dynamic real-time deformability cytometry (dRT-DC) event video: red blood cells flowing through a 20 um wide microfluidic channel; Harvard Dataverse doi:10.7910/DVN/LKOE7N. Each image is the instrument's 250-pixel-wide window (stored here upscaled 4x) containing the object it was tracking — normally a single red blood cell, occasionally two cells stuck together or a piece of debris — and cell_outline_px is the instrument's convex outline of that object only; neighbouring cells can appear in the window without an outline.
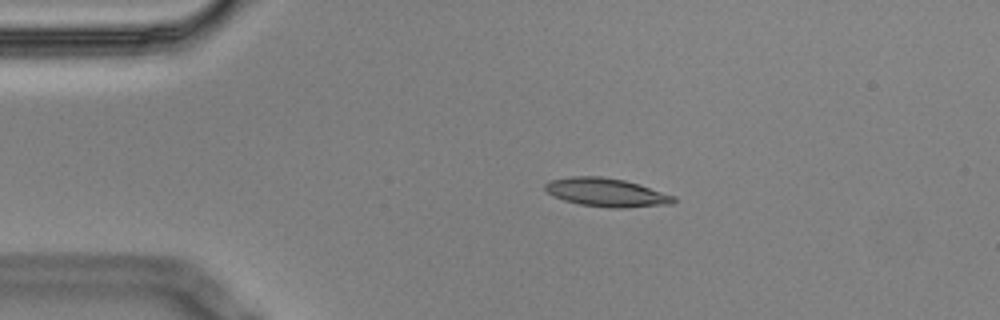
{"species": "Egyptian fruit bat (a non-hibernating species)", "species_latin": "Rousettus aegyptiacus", "temperature_condition": "cold", "stored_images_in_passage": 5, "camera_frame_rate_fps": 3000, "um_per_image_px": 0.085, "animal": {"sex": "male"}, "frame": {"image": 1, "passage_image": 3, "time_ms": 0.667, "image_size_px": [1000, 320], "cell_outline_px": [[676, 200], [672, 204], [624, 208], [608, 208], [580, 204], [564, 200], [552, 196], [544, 188], [544, 184], [548, 180], [572, 176], [600, 176], [624, 180], [640, 184], [676, 196]], "centroid_in_image_um": [51.55, 16.35], "position_along_channel_um": 33.5, "area_um2": 21.56}}